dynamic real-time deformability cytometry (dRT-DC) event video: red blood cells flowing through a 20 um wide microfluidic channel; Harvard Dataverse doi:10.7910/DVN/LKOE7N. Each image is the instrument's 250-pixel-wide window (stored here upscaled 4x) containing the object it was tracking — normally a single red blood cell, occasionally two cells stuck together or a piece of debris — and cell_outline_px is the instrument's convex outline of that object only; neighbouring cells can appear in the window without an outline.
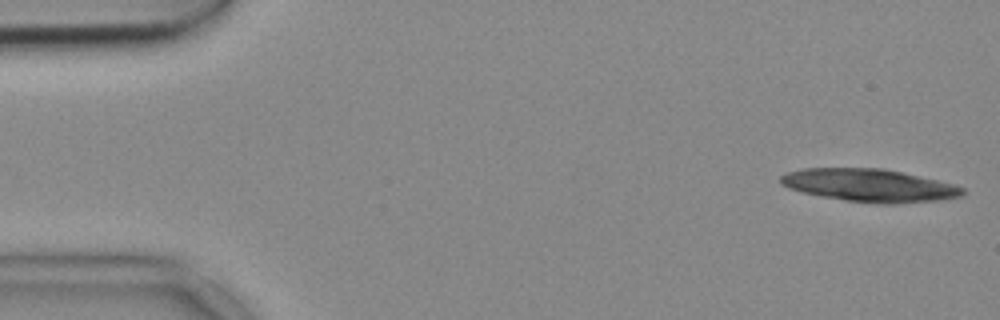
{"species": "common noctule bat (a hibernating species)", "species_latin": "Nyctalus noctula", "temperature_condition": "cold", "stored_images_in_passage": 14, "camera_frame_rate_fps": 3000, "um_per_image_px": 0.085, "animal": {"sex": "female", "body_mass_g": 18.4}, "frame": {"image": 1, "passage_image": 1, "time_ms": 0.0, "image_size_px": [1000, 320], "cell_outline_px": [[964, 192], [960, 196], [936, 200], [892, 204], [880, 204], [848, 200], [820, 196], [788, 188], [780, 184], [780, 176], [788, 172], [804, 168], [884, 168], [936, 180], [952, 184], [964, 188]], "centroid_in_image_um": [73.86, 15.75], "position_along_channel_um": 11.1, "area_um2": 34.39}}